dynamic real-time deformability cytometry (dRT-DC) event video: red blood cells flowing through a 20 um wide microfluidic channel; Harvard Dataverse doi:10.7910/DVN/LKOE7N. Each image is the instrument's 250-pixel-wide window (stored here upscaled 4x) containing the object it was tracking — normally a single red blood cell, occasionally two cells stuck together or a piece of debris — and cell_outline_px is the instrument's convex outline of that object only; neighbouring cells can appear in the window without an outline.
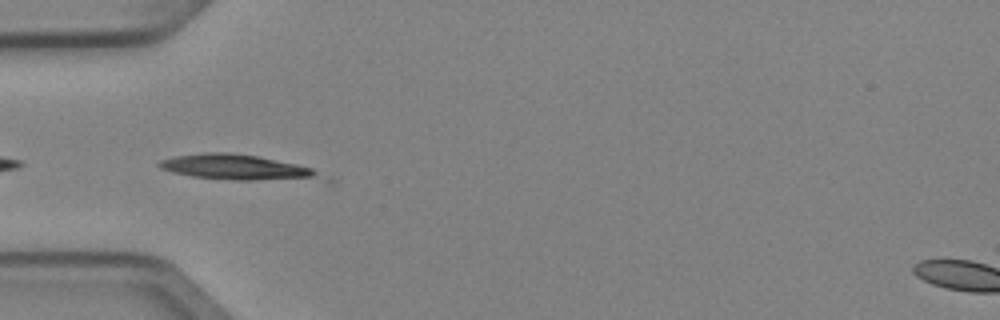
{"species": "Egyptian fruit bat (a non-hibernating species)", "species_latin": "Rousettus aegyptiacus", "temperature_condition": "cold", "stored_images_in_passage": 5, "camera_frame_rate_fps": 3000, "um_per_image_px": 0.085, "animal": {"sex": "female"}, "frame": {"image": 1, "passage_image": 5, "time_ms": 1.333, "image_size_px": [1000, 320], "cell_outline_px": [[336, 180], [332, 184], [236, 180], [192, 176], [172, 172], [160, 168], [156, 164], [160, 160], [172, 156], [204, 152], [232, 152], [256, 156], [296, 164], [312, 168]], "centroid_in_image_um": [20.54, 14.3], "position_along_channel_um": 64.5, "area_um2": 25.72}}